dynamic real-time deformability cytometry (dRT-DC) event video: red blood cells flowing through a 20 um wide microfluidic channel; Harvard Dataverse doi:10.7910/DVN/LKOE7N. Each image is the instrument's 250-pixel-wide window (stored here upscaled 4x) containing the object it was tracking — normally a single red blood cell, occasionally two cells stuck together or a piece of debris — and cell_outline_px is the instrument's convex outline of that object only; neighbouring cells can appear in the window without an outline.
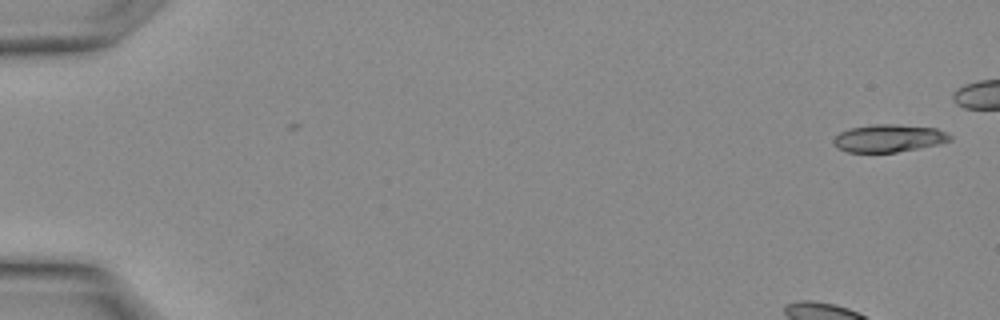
{"species": "Egyptian fruit bat (a non-hibernating species)", "species_latin": "Rousettus aegyptiacus", "temperature_condition": "warm", "stored_images_in_passage": 24, "camera_frame_rate_fps": 3000, "um_per_image_px": 0.085, "animal": {"sex": "female"}, "frame": {"image": 1, "passage_image": 1, "time_ms": 0.0, "image_size_px": [1000, 320], "cell_outline_px": [[952, 140], [936, 144], [896, 152], [848, 152], [836, 148], [832, 144], [832, 140], [840, 132], [848, 128], [872, 124], [900, 124], [936, 128], [948, 132], [952, 136]], "centroid_in_image_um": [75.51, 11.73], "position_along_channel_um": 9.5, "area_um2": 18.9}}